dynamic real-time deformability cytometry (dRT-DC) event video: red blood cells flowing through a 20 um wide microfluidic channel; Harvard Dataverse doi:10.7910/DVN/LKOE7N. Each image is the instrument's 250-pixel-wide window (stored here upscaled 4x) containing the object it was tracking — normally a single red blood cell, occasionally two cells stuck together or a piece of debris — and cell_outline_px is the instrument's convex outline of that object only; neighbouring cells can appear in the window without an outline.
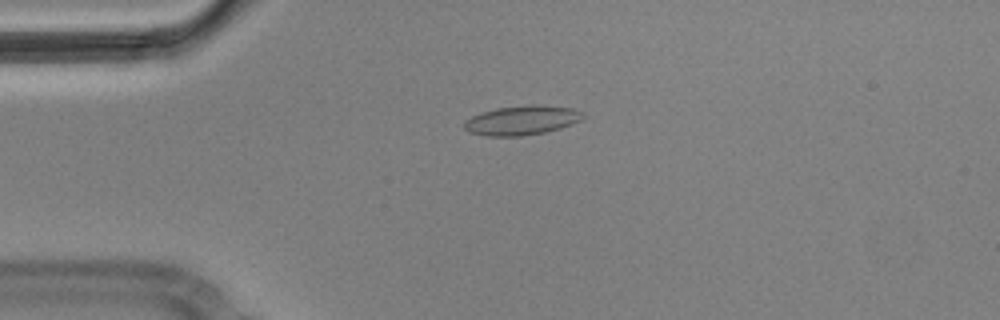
{"species": "Egyptian fruit bat (a non-hibernating species)", "species_latin": "Rousettus aegyptiacus", "temperature_condition": "cold", "stored_images_in_passage": 9, "camera_frame_rate_fps": 3000, "um_per_image_px": 0.085, "animal": {"sex": "male"}, "frame": {"image": 1, "passage_image": 4, "time_ms": 1.0, "image_size_px": [1000, 320], "cell_outline_px": [[584, 116], [580, 120], [572, 124], [560, 128], [544, 132], [520, 136], [488, 136], [468, 132], [464, 128], [464, 120], [472, 116], [496, 108], [536, 104], [572, 108], [580, 112]], "centroid_in_image_um": [44.33, 10.23], "position_along_channel_um": 40.7, "area_um2": 20.11}}
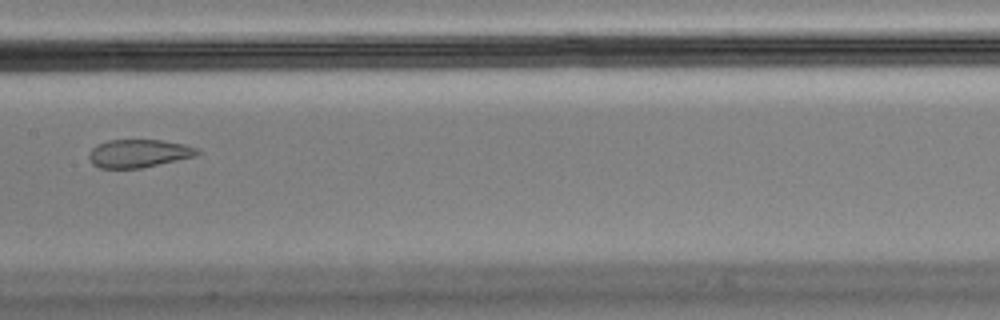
{"frame": {"image": 2, "passage_image": 8, "time_ms": 2.333, "image_size_px": [1000, 320], "cell_outline_px": [[200, 152], [196, 156], [140, 168], [100, 168], [92, 164], [88, 156], [92, 148], [96, 144], [108, 140], [160, 140], [184, 144], [196, 148]], "centroid_in_image_um": [11.76, 13.04], "position_along_channel_um": 195.6, "area_um2": 17.63}}